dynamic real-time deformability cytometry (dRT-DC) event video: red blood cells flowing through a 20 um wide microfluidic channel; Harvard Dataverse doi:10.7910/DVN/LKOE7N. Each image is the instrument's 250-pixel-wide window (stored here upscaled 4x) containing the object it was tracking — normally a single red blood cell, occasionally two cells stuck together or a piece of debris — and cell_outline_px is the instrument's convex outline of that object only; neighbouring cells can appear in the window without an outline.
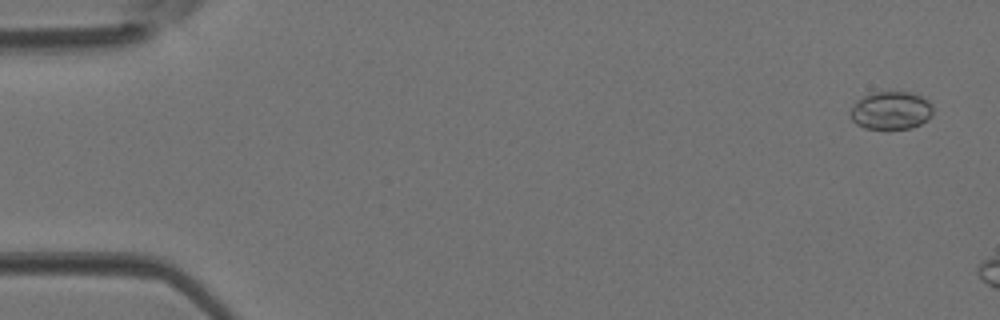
{"species": "Egyptian fruit bat (a non-hibernating species)", "species_latin": "Rousettus aegyptiacus", "temperature_condition": "room temperature", "stored_images_in_passage": 12, "camera_frame_rate_fps": 3000, "um_per_image_px": 0.085, "animal": {"sex": "female"}, "frame": {"image": 1, "passage_image": 2, "time_ms": 0.333, "image_size_px": [1000, 320], "cell_outline_px": [[932, 116], [928, 120], [912, 128], [888, 132], [864, 128], [856, 124], [852, 120], [848, 112], [856, 100], [864, 96], [876, 92], [912, 92], [928, 100], [932, 104]], "centroid_in_image_um": [75.72, 9.45], "position_along_channel_um": 9.3, "area_um2": 19.07}}